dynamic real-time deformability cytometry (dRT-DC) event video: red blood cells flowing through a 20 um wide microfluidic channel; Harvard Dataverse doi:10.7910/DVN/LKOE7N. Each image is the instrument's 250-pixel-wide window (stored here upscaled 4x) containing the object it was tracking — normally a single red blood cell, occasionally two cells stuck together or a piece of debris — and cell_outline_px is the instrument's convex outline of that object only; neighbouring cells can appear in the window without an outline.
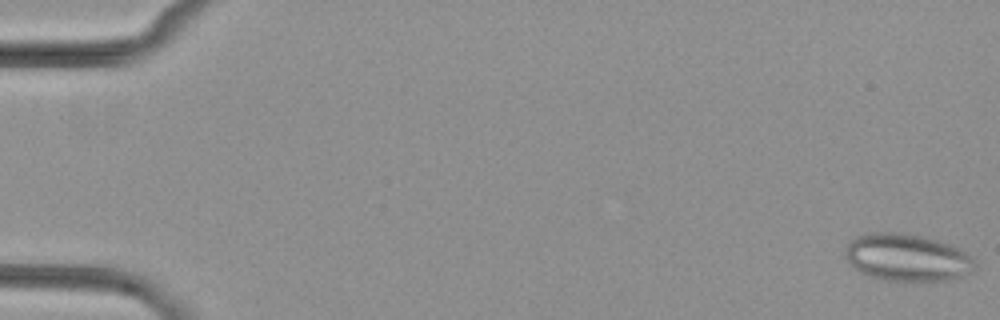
{"species": "common noctule bat (a hibernating species)", "species_latin": "Nyctalus noctula", "temperature_condition": "cold", "stored_images_in_passage": 4, "camera_frame_rate_fps": 3000, "um_per_image_px": 0.085, "animal": {"sex": "female", "body_mass_g": 29.2, "forearm_length_mm": 56.3}, "frame": {"image": 1, "passage_image": 1, "time_ms": 0.0, "image_size_px": [1000, 320], "cell_outline_px": [[976, 264], [968, 272], [952, 280], [920, 284], [884, 280], [868, 276], [860, 272], [844, 256], [844, 248], [856, 236], [868, 232], [904, 232], [936, 240], [960, 248], [972, 256], [976, 260]], "centroid_in_image_um": [77.11, 21.92], "position_along_channel_um": 7.9, "area_um2": 36.65}}